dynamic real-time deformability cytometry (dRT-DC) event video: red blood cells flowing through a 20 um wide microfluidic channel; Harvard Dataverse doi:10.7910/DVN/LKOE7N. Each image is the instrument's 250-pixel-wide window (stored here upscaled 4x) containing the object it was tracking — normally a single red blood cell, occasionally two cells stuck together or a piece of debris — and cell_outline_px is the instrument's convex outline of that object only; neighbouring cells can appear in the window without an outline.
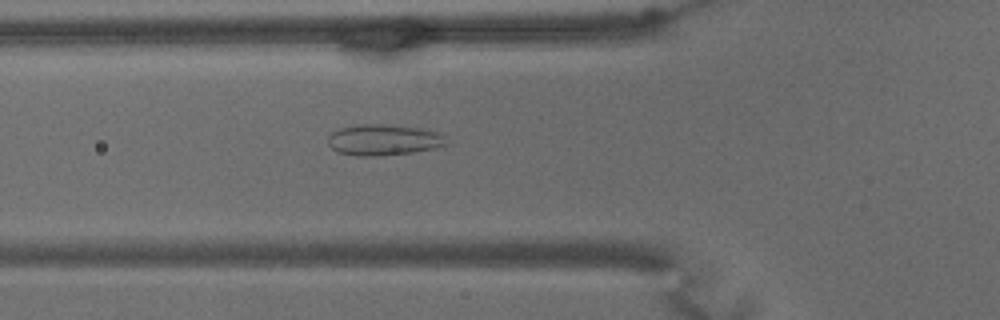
{"species": "common noctule bat (a hibernating species)", "species_latin": "Nyctalus noctula", "temperature_condition": "warm", "stored_images_in_passage": 61, "camera_frame_rate_fps": 3000, "um_per_image_px": 0.085, "animal": {"sex": "male", "body_mass_g": 15.6}, "frame": {"image": 1, "passage_image": 21, "time_ms": 6.667, "image_size_px": [1000, 320], "cell_outline_px": [[448, 144], [432, 148], [412, 152], [372, 156], [356, 156], [336, 152], [328, 144], [328, 136], [332, 132], [340, 128], [360, 124], [380, 124], [428, 128], [444, 136]], "centroid_in_image_um": [32.58, 11.88], "position_along_channel_um": 93.2, "area_um2": 21.39}}
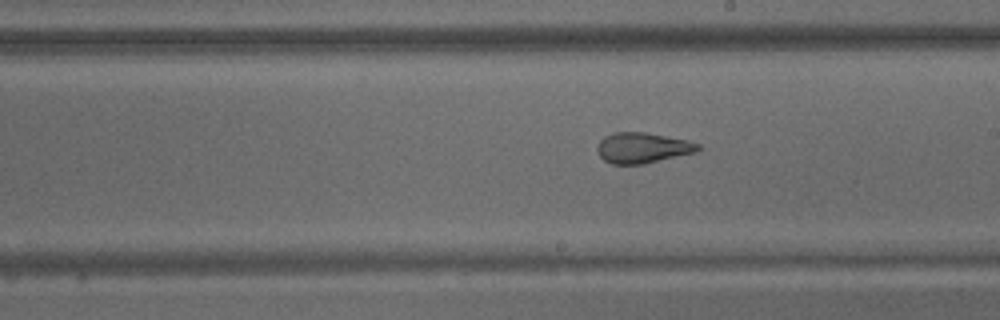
{"frame": {"image": 2, "passage_image": 34, "time_ms": 11.0, "image_size_px": [1000, 320], "cell_outline_px": [[700, 148], [696, 152], [644, 164], [612, 164], [604, 160], [600, 156], [596, 148], [600, 140], [604, 136], [612, 132], [644, 132], [688, 140], [700, 144]], "centroid_in_image_um": [54.6, 12.56], "position_along_channel_um": 234.4, "area_um2": 17.98}}
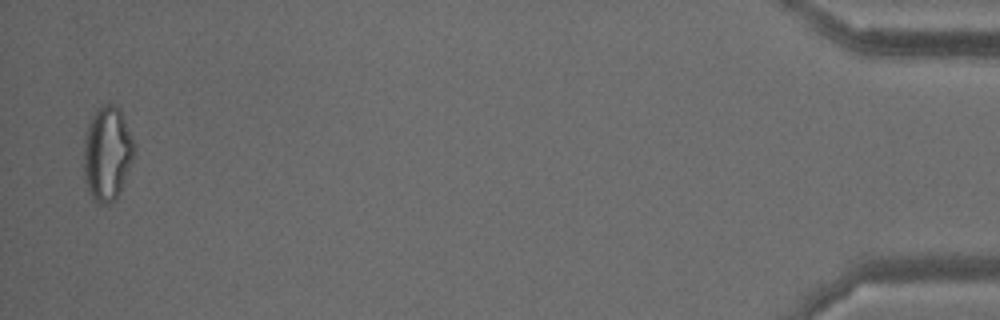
{"frame": {"image": 3, "passage_image": 60, "time_ms": 19.667, "image_size_px": [1000, 320], "cell_outline_px": [[136, 156], [120, 192], [108, 204], [96, 204], [92, 200], [88, 192], [84, 172], [84, 136], [88, 124], [96, 108], [100, 104], [116, 104], [120, 108], [136, 144]], "centroid_in_image_um": [9.14, 13.03], "position_along_channel_um": 426.1, "area_um2": 28.55}, "authors_computed_cell_mechanics": {"area_um2": 23.2356, "velocity_mm_per_s": 3.2485, "shape_relaxation_time_tau1_ms": null, "shape_relaxation_time_tau2_ms": 1.3832, "deformation_change_tau1": null, "deformation_change_tau2": 0.0987}}